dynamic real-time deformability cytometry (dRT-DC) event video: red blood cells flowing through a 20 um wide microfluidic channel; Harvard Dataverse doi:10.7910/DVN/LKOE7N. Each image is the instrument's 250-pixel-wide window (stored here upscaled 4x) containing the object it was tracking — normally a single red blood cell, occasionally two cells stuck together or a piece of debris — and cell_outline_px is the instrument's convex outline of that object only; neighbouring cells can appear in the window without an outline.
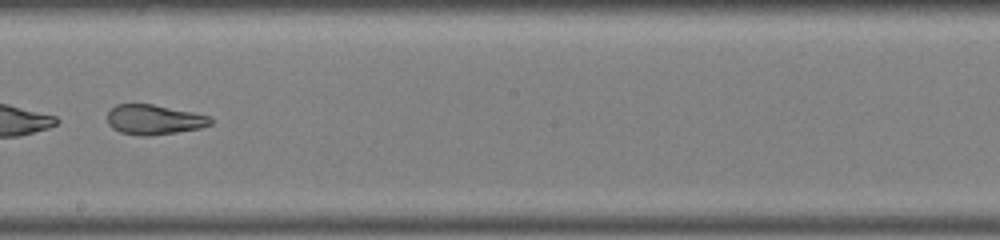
{"species": "common noctule bat (a hibernating species)", "species_latin": "Nyctalus noctula", "temperature_condition": "warm", "stored_images_in_passage": 38, "camera_frame_rate_fps": 3000, "um_per_image_px": 0.085, "animal": {"sex": "male", "body_mass_g": 19.0, "forearm_length_mm": 50.8}, "frame": {"image": 1, "passage_image": 17, "time_ms": 5.333, "image_size_px": [1000, 240], "cell_outline_px": [[212, 124], [200, 128], [176, 132], [148, 136], [140, 136], [120, 132], [112, 128], [108, 124], [108, 112], [116, 104], [152, 104], [212, 116]], "centroid_in_image_um": [13.1, 10.17], "position_along_channel_um": 235.1, "area_um2": 17.98}, "authors_computed_cell_mechanics": {"area_um2": 20.519, "velocity_mm_per_s": 3.94, "shape_relaxation_time_tau1_ms": null, "shape_relaxation_time_tau2_ms": 1.2453, "deformation_change_tau1": null, "deformation_change_tau2": 0.0884}}